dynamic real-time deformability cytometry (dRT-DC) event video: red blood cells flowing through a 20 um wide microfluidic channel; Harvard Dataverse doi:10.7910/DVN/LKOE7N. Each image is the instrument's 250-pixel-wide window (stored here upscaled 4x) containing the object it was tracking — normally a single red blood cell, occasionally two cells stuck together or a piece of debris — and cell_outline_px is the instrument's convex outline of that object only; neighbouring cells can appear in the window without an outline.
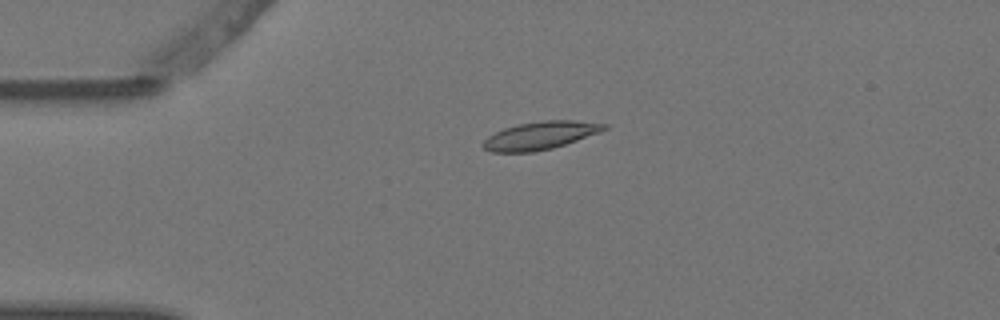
{"species": "Egyptian fruit bat (a non-hibernating species)", "species_latin": "Rousettus aegyptiacus", "temperature_condition": "warm", "stored_images_in_passage": 3, "camera_frame_rate_fps": 3000, "um_per_image_px": 0.085, "animal": {"sex": "female"}, "frame": {"image": 1, "passage_image": 2, "time_ms": 0.333, "image_size_px": [1000, 320], "cell_outline_px": [[608, 128], [600, 132], [552, 148], [532, 152], [492, 152], [484, 148], [484, 140], [488, 136], [504, 128], [520, 124], [544, 120], [572, 120], [608, 124]], "centroid_in_image_um": [45.94, 11.51], "position_along_channel_um": 39.1, "area_um2": 19.36}}